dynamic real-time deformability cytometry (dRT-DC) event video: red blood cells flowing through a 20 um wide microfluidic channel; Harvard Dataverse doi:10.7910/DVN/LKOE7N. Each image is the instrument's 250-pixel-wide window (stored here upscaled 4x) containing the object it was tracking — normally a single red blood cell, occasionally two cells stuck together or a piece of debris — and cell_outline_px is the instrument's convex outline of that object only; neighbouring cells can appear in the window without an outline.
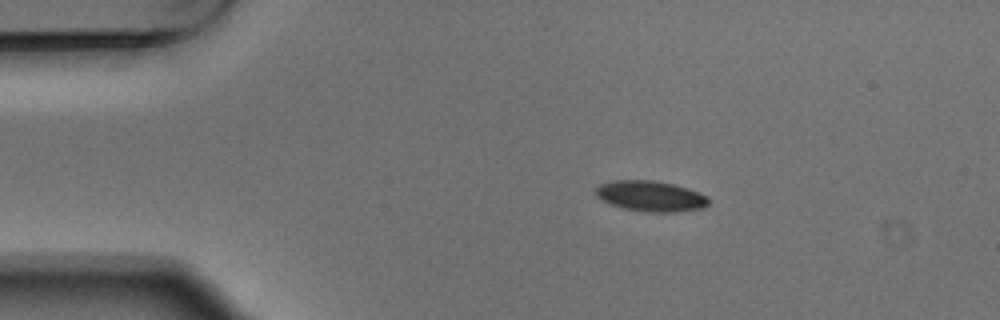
{"species": "Egyptian fruit bat (a non-hibernating species)", "species_latin": "Rousettus aegyptiacus", "temperature_condition": "warm", "stored_images_in_passage": 4, "segment_of_instrument_passage": [1, 2], "camera_frame_rate_fps": 3000, "um_per_image_px": 0.085, "animal": {"sex": "male"}, "frame": {"image": 1, "passage_image": 2, "time_ms": 0.333, "image_size_px": [1000, 320], "cell_outline_px": [[708, 204], [704, 208], [672, 212], [648, 212], [624, 208], [612, 204], [596, 196], [596, 188], [600, 184], [616, 180], [652, 180], [672, 184], [688, 188], [708, 196]], "centroid_in_image_um": [55.33, 16.67], "position_along_channel_um": 29.7, "area_um2": 19.88}}